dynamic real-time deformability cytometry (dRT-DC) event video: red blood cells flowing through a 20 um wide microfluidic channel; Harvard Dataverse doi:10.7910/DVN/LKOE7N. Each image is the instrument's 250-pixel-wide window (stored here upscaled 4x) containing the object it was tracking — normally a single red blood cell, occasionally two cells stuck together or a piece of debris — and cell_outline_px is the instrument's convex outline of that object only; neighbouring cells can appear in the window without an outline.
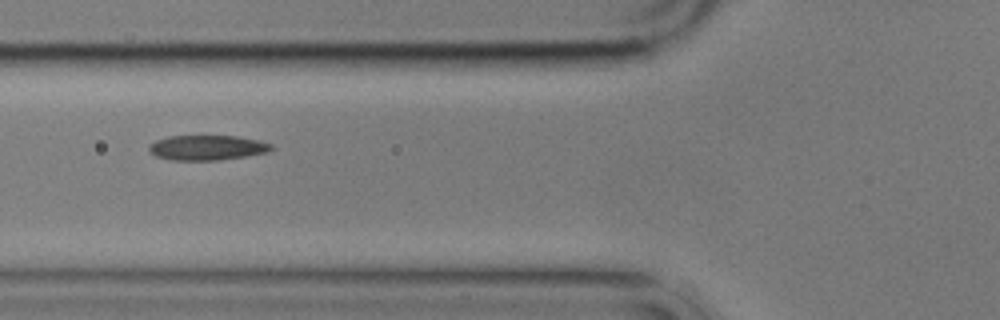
{"species": "common noctule bat (a hibernating species)", "species_latin": "Nyctalus noctula", "temperature_condition": "cold", "stored_images_in_passage": 5, "camera_frame_rate_fps": 3000, "um_per_image_px": 0.085, "animal": {"sex": "male", "body_mass_g": 17.9}, "frame": {"image": 1, "passage_image": 5, "time_ms": 5.667, "image_size_px": [1000, 320], "cell_outline_px": [[272, 148], [268, 152], [220, 160], [172, 160], [156, 156], [148, 148], [148, 144], [156, 140], [168, 136], [236, 136], [260, 140], [272, 144]], "centroid_in_image_um": [17.6, 12.54], "position_along_channel_um": 108.2, "area_um2": 17.74}}